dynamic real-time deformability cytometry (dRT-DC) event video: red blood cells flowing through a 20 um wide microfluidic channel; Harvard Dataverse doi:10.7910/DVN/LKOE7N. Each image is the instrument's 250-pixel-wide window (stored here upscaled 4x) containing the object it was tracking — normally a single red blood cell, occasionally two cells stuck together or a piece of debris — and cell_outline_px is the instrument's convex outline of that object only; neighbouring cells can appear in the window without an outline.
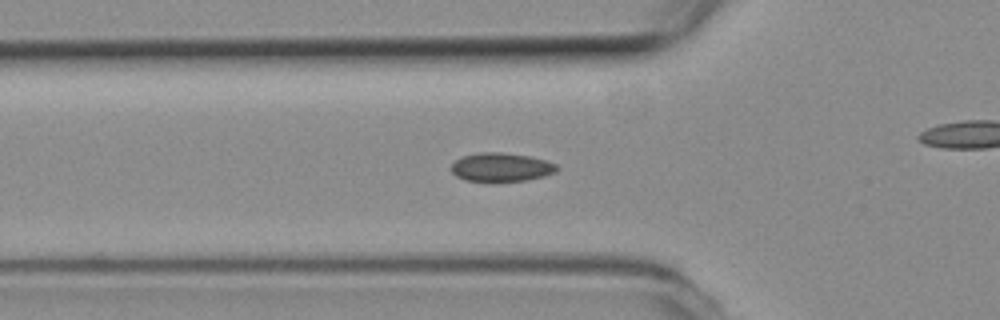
{"species": "common noctule bat (a hibernating species)", "species_latin": "Nyctalus noctula", "temperature_condition": "room temperature", "stored_images_in_passage": 38, "camera_frame_rate_fps": 3000, "um_per_image_px": 0.085, "animal": {"sex": "female", "body_mass_g": 19.3, "forearm_length_mm": 54.1}, "frame": {"image": 1, "passage_image": 2, "time_ms": 0.333, "image_size_px": [1000, 320], "cell_outline_px": [[560, 168], [556, 172], [544, 176], [528, 180], [492, 184], [464, 180], [456, 176], [452, 172], [452, 164], [460, 156], [480, 152], [504, 152], [532, 156], [556, 164]], "centroid_in_image_um": [42.59, 14.24], "position_along_channel_um": 83.2, "area_um2": 18.5}}
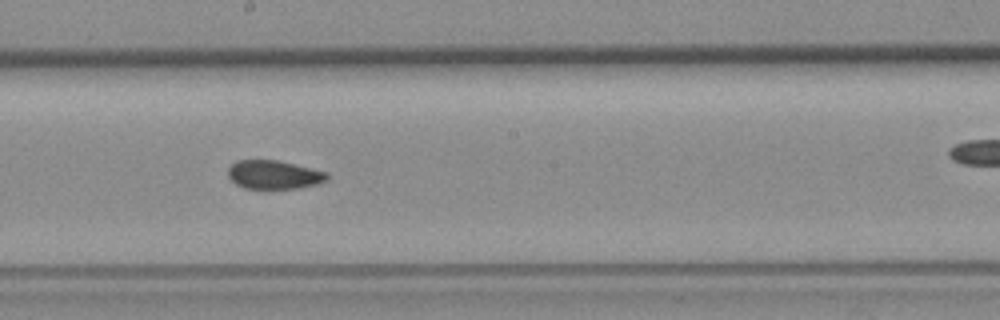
{"frame": {"image": 2, "passage_image": 13, "time_ms": 4.0, "image_size_px": [1000, 320], "cell_outline_px": [[328, 180], [316, 184], [296, 188], [244, 188], [236, 184], [228, 176], [228, 168], [236, 160], [276, 160], [328, 172]], "centroid_in_image_um": [23.27, 14.84], "position_along_channel_um": 224.9, "area_um2": 16.36}}
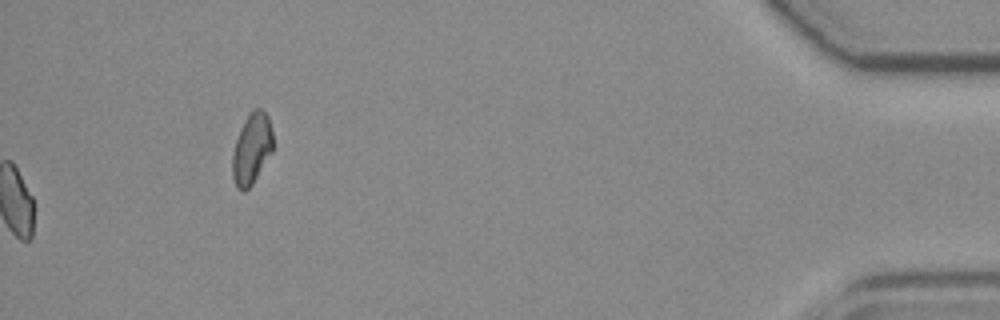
{"frame": {"image": 3, "passage_image": 38, "time_ms": 12.333, "image_size_px": [1000, 320], "cell_outline_px": [[272, 152], [252, 184], [244, 192], [240, 192], [236, 188], [232, 176], [232, 152], [240, 128], [244, 120], [252, 108], [260, 108], [268, 116], [272, 132]], "centroid_in_image_um": [21.37, 12.65], "position_along_channel_um": 413.8, "area_um2": 16.88}}